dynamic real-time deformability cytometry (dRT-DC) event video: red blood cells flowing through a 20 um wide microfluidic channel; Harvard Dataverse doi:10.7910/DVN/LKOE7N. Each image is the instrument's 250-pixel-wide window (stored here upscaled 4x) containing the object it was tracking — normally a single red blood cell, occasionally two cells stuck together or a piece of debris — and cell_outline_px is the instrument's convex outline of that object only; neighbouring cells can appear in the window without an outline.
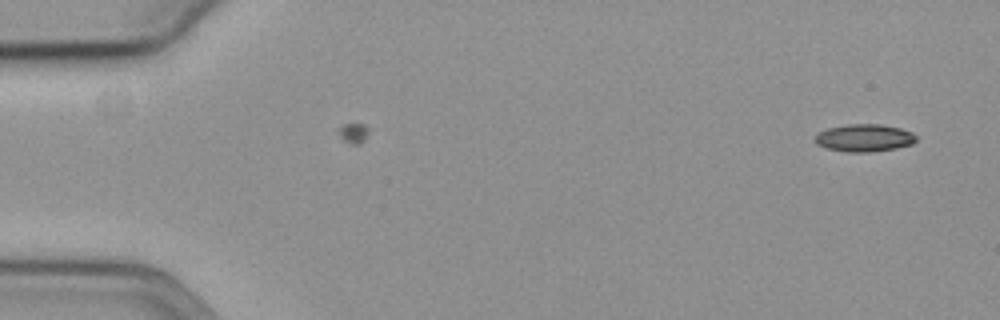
{"species": "common noctule bat (a hibernating species)", "species_latin": "Nyctalus noctula", "temperature_condition": "cold", "stored_images_in_passage": 4, "camera_frame_rate_fps": 3000, "um_per_image_px": 0.085, "animal": {"sex": "female", "body_mass_g": 19.3, "forearm_length_mm": 54.1}, "frame": {"image": 1, "passage_image": 3, "time_ms": 0.667, "image_size_px": [1000, 320], "cell_outline_px": [[916, 140], [912, 144], [896, 148], [872, 152], [848, 152], [824, 148], [816, 144], [816, 136], [820, 132], [828, 128], [844, 124], [880, 124], [900, 128], [912, 132], [916, 136]], "centroid_in_image_um": [73.47, 11.72], "position_along_channel_um": 11.5, "area_um2": 16.24}}